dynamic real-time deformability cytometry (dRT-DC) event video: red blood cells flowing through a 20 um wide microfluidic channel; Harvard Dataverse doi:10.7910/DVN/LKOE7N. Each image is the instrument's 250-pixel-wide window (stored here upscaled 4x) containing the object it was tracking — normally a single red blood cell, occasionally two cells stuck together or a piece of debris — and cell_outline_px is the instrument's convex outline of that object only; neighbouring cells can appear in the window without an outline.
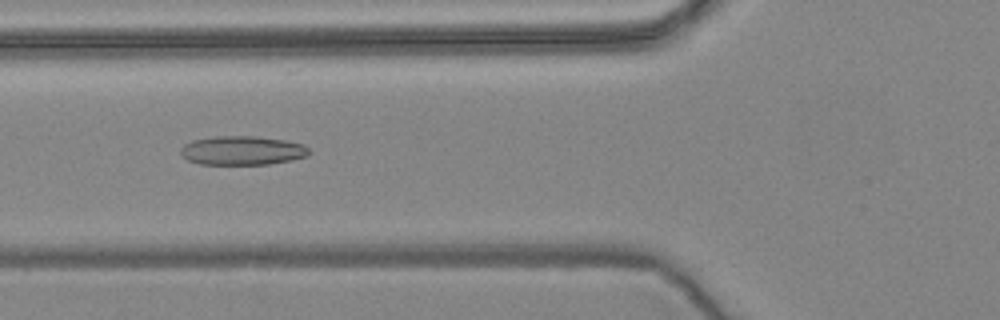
{"species": "common noctule bat (a hibernating species)", "species_latin": "Nyctalus noctula", "temperature_condition": "warm", "stored_images_in_passage": 56, "camera_frame_rate_fps": 3000, "um_per_image_px": 0.085, "animal": {"sex": "female", "body_mass_g": 24.6, "forearm_length_mm": 56.2}, "frame": {"image": 1, "passage_image": 21, "time_ms": 6.667, "image_size_px": [1000, 320], "cell_outline_px": [[308, 156], [292, 160], [268, 164], [200, 164], [188, 160], [180, 156], [180, 148], [184, 144], [192, 140], [216, 136], [256, 136], [284, 140], [304, 144], [308, 148]], "centroid_in_image_um": [20.56, 12.79], "position_along_channel_um": 105.2, "area_um2": 21.79}}
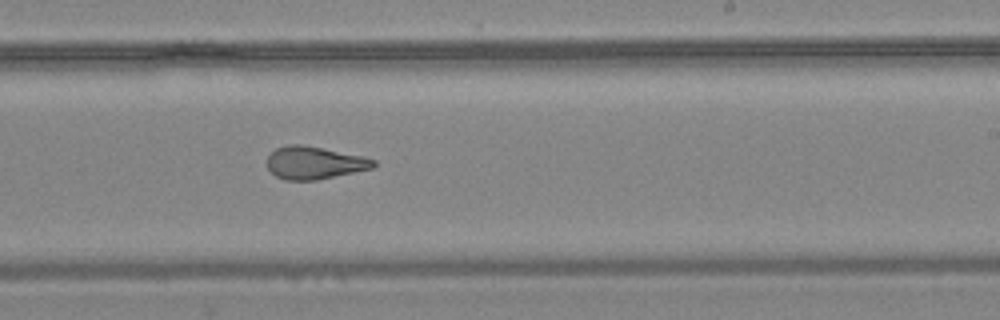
{"frame": {"image": 2, "passage_image": 34, "time_ms": 11.0, "image_size_px": [1000, 320], "cell_outline_px": [[376, 164], [372, 168], [316, 180], [284, 180], [276, 176], [268, 168], [268, 156], [276, 148], [288, 144], [304, 144], [364, 156], [376, 160]], "centroid_in_image_um": [26.72, 13.82], "position_along_channel_um": 262.3, "area_um2": 20.23}}
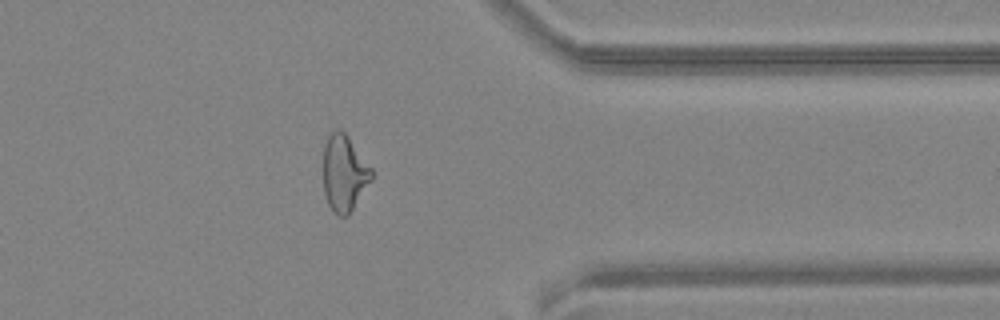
{"frame": {"image": 3, "passage_image": 45, "time_ms": 14.667, "image_size_px": [1000, 320], "cell_outline_px": [[372, 180], [348, 216], [336, 216], [332, 212], [328, 204], [324, 192], [324, 144], [328, 136], [336, 128], [340, 128], [348, 136], [372, 168]], "centroid_in_image_um": [29.26, 14.73], "position_along_channel_um": 382.1, "area_um2": 21.62}, "authors_computed_cell_mechanics": {"area_um2": 22.5709, "velocity_mm_per_s": 3.6187, "shape_relaxation_time_tau1_ms": null, "shape_relaxation_time_tau2_ms": 1.8424, "deformation_change_tau1": null, "deformation_change_tau2": 0.0969}}